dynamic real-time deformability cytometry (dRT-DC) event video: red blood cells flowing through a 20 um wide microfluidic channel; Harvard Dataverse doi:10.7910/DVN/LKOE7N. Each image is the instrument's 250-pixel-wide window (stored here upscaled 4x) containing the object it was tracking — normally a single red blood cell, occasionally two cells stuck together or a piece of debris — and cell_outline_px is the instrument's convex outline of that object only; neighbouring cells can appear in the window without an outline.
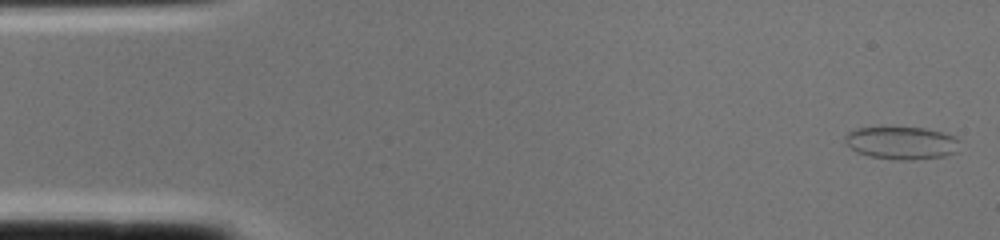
{"species": "common noctule bat (a hibernating species)", "species_latin": "Nyctalus noctula", "temperature_condition": "cold", "stored_images_in_passage": 2, "camera_frame_rate_fps": 3000, "um_per_image_px": 0.085, "animal": {"sex": "female", "body_mass_g": 22.0, "forearm_length_mm": 56.7}, "frame": {"image": 1, "passage_image": 1, "time_ms": 0.0, "image_size_px": [1000, 240], "cell_outline_px": [[960, 140], [956, 152], [944, 156], [912, 160], [892, 160], [868, 156], [856, 152], [844, 140], [844, 136], [848, 132], [856, 128], [924, 128], [944, 132], [956, 136]], "centroid_in_image_um": [76.65, 12.16], "position_along_channel_um": 8.3, "area_um2": 21.96}}
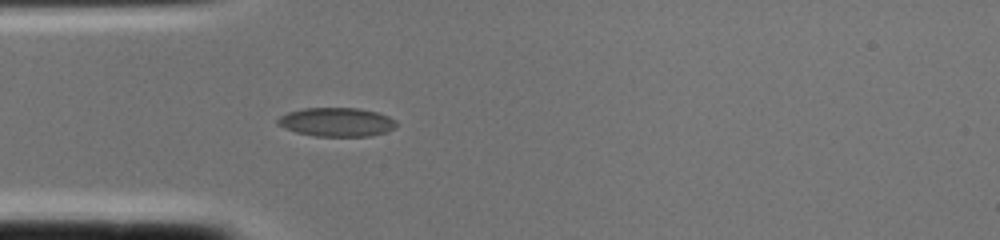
{"frame": {"image": 2, "passage_image": 2, "time_ms": 0.333, "image_size_px": [1000, 240], "cell_outline_px": [[396, 128], [372, 136], [316, 136], [296, 132], [284, 128], [276, 124], [276, 120], [280, 116], [288, 112], [304, 108], [360, 108], [376, 112], [388, 116], [396, 120]], "centroid_in_image_um": [28.6, 10.37], "position_along_channel_um": 56.4, "area_um2": 20.0}}